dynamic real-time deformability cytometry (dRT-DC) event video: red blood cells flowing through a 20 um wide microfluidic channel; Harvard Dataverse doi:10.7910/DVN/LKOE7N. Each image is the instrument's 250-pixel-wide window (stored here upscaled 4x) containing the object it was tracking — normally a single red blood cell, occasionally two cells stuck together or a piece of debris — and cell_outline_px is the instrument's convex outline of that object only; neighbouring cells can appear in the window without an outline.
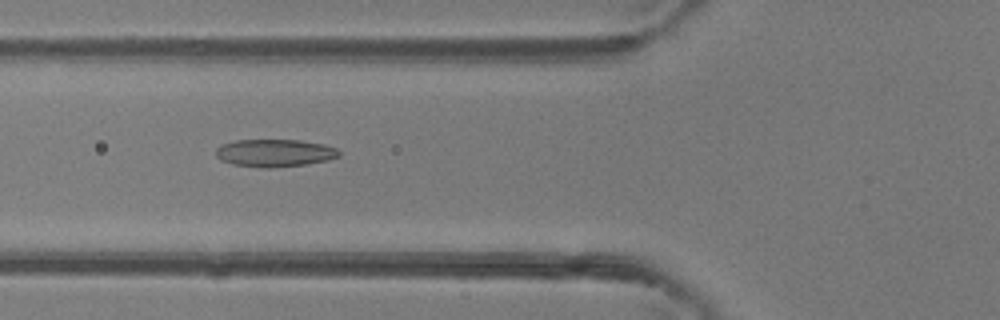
{"species": "common noctule bat (a hibernating species)", "species_latin": "Nyctalus noctula", "temperature_condition": "room temperature", "stored_images_in_passage": 41, "camera_frame_rate_fps": 3000, "um_per_image_px": 0.085, "animal": {"sex": "female"}, "frame": {"image": 1, "passage_image": 12, "time_ms": 3.667, "image_size_px": [1000, 320], "cell_outline_px": [[340, 156], [328, 160], [304, 164], [268, 168], [264, 168], [232, 164], [220, 160], [216, 156], [216, 148], [220, 144], [236, 140], [300, 140], [324, 144], [336, 148], [340, 152]], "centroid_in_image_um": [23.32, 12.99], "position_along_channel_um": 102.5, "area_um2": 19.83}}
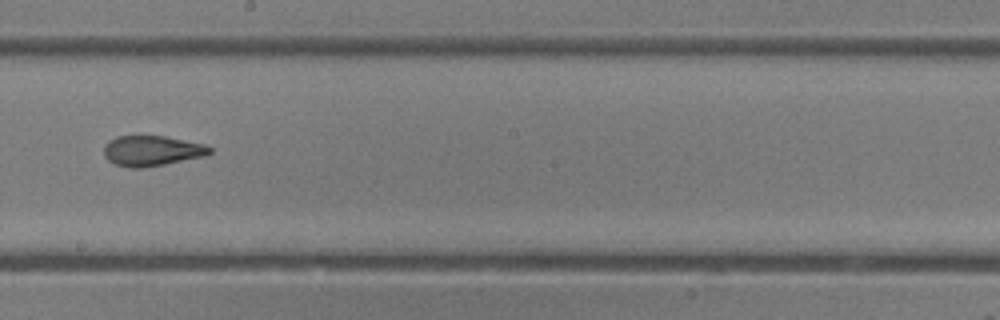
{"frame": {"image": 2, "passage_image": 21, "time_ms": 6.667, "image_size_px": [1000, 320], "cell_outline_px": [[212, 152], [204, 156], [144, 168], [128, 168], [112, 164], [104, 156], [104, 144], [108, 140], [116, 136], [164, 136], [204, 144], [212, 148]], "centroid_in_image_um": [12.85, 12.82], "position_along_channel_um": 235.3, "area_um2": 18.84}}
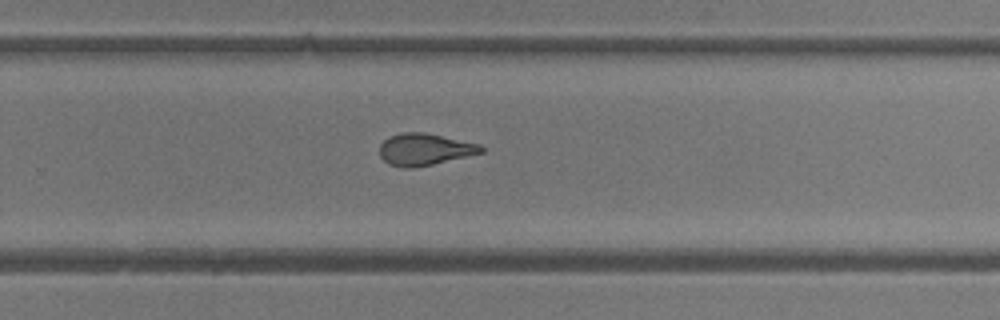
{"frame": {"image": 3, "passage_image": 25, "time_ms": 8.0, "image_size_px": [1000, 320], "cell_outline_px": [[484, 152], [432, 164], [412, 168], [400, 168], [388, 164], [380, 156], [380, 144], [388, 136], [404, 132], [424, 132], [480, 144], [484, 148]], "centroid_in_image_um": [36.06, 12.7], "position_along_channel_um": 293.7, "area_um2": 18.84}, "authors_computed_cell_mechanics": {"area_um2": 19.7676, "velocity_mm_per_s": 4.4045, "shape_relaxation_time_tau1_ms": null, "shape_relaxation_time_tau2_ms": 1.5999, "deformation_change_tau1": null, "deformation_change_tau2": 0.0842}}